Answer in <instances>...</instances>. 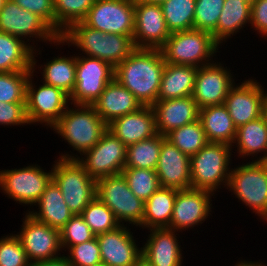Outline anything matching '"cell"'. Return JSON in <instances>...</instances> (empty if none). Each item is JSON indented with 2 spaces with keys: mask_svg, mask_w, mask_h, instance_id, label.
Listing matches in <instances>:
<instances>
[{
  "mask_svg": "<svg viewBox=\"0 0 267 266\" xmlns=\"http://www.w3.org/2000/svg\"><path fill=\"white\" fill-rule=\"evenodd\" d=\"M165 65L161 50L137 48L115 67L114 78L127 88L142 106H152L158 98Z\"/></svg>",
  "mask_w": 267,
  "mask_h": 266,
  "instance_id": "6da1fadb",
  "label": "cell"
},
{
  "mask_svg": "<svg viewBox=\"0 0 267 266\" xmlns=\"http://www.w3.org/2000/svg\"><path fill=\"white\" fill-rule=\"evenodd\" d=\"M71 107H67L51 129L61 136L62 142L64 140L69 147H73V151H77L75 154L64 151L58 158L77 160L101 139L108 130V125L97 114L93 105L71 104Z\"/></svg>",
  "mask_w": 267,
  "mask_h": 266,
  "instance_id": "7a4b0ae2",
  "label": "cell"
},
{
  "mask_svg": "<svg viewBox=\"0 0 267 266\" xmlns=\"http://www.w3.org/2000/svg\"><path fill=\"white\" fill-rule=\"evenodd\" d=\"M60 38L68 47L80 49L81 55L104 60L114 68L137 49L133 37L104 33L83 21L73 23Z\"/></svg>",
  "mask_w": 267,
  "mask_h": 266,
  "instance_id": "3957f363",
  "label": "cell"
},
{
  "mask_svg": "<svg viewBox=\"0 0 267 266\" xmlns=\"http://www.w3.org/2000/svg\"><path fill=\"white\" fill-rule=\"evenodd\" d=\"M232 149L228 144L208 142L195 155H192L190 157L191 188L206 190L214 195L221 188L227 189L233 163L231 155H235L232 154Z\"/></svg>",
  "mask_w": 267,
  "mask_h": 266,
  "instance_id": "277c9868",
  "label": "cell"
},
{
  "mask_svg": "<svg viewBox=\"0 0 267 266\" xmlns=\"http://www.w3.org/2000/svg\"><path fill=\"white\" fill-rule=\"evenodd\" d=\"M219 48L210 32L190 29L171 33L160 50L166 63L199 68L212 63Z\"/></svg>",
  "mask_w": 267,
  "mask_h": 266,
  "instance_id": "5b68a950",
  "label": "cell"
},
{
  "mask_svg": "<svg viewBox=\"0 0 267 266\" xmlns=\"http://www.w3.org/2000/svg\"><path fill=\"white\" fill-rule=\"evenodd\" d=\"M227 190L252 213L267 221V165L264 161L249 160L232 167Z\"/></svg>",
  "mask_w": 267,
  "mask_h": 266,
  "instance_id": "8992f818",
  "label": "cell"
},
{
  "mask_svg": "<svg viewBox=\"0 0 267 266\" xmlns=\"http://www.w3.org/2000/svg\"><path fill=\"white\" fill-rule=\"evenodd\" d=\"M52 180L73 215L81 214L96 197V180L77 160L57 158L52 164Z\"/></svg>",
  "mask_w": 267,
  "mask_h": 266,
  "instance_id": "52a82bcc",
  "label": "cell"
},
{
  "mask_svg": "<svg viewBox=\"0 0 267 266\" xmlns=\"http://www.w3.org/2000/svg\"><path fill=\"white\" fill-rule=\"evenodd\" d=\"M0 31L23 39L33 49L37 47L34 43L39 41L54 46L65 45L60 35L44 19L23 9L13 0H6L0 10Z\"/></svg>",
  "mask_w": 267,
  "mask_h": 266,
  "instance_id": "ba28073f",
  "label": "cell"
},
{
  "mask_svg": "<svg viewBox=\"0 0 267 266\" xmlns=\"http://www.w3.org/2000/svg\"><path fill=\"white\" fill-rule=\"evenodd\" d=\"M96 196L121 225L131 224L138 229L142 224L145 202L132 193L122 173L96 180Z\"/></svg>",
  "mask_w": 267,
  "mask_h": 266,
  "instance_id": "9c48e42d",
  "label": "cell"
},
{
  "mask_svg": "<svg viewBox=\"0 0 267 266\" xmlns=\"http://www.w3.org/2000/svg\"><path fill=\"white\" fill-rule=\"evenodd\" d=\"M46 171L36 163L0 170V190L17 204L33 208L52 181V168Z\"/></svg>",
  "mask_w": 267,
  "mask_h": 266,
  "instance_id": "30bf717a",
  "label": "cell"
},
{
  "mask_svg": "<svg viewBox=\"0 0 267 266\" xmlns=\"http://www.w3.org/2000/svg\"><path fill=\"white\" fill-rule=\"evenodd\" d=\"M33 72L27 83L26 114L30 125L41 124L51 128L70 106L69 96L54 86H36ZM38 87V88H37Z\"/></svg>",
  "mask_w": 267,
  "mask_h": 266,
  "instance_id": "8fae6325",
  "label": "cell"
},
{
  "mask_svg": "<svg viewBox=\"0 0 267 266\" xmlns=\"http://www.w3.org/2000/svg\"><path fill=\"white\" fill-rule=\"evenodd\" d=\"M79 55L76 56V85L69 101L92 105L114 79L115 68L104 60Z\"/></svg>",
  "mask_w": 267,
  "mask_h": 266,
  "instance_id": "7c38bea8",
  "label": "cell"
},
{
  "mask_svg": "<svg viewBox=\"0 0 267 266\" xmlns=\"http://www.w3.org/2000/svg\"><path fill=\"white\" fill-rule=\"evenodd\" d=\"M127 146L109 130L77 161L94 180L120 174L126 164Z\"/></svg>",
  "mask_w": 267,
  "mask_h": 266,
  "instance_id": "4fadbf2b",
  "label": "cell"
},
{
  "mask_svg": "<svg viewBox=\"0 0 267 266\" xmlns=\"http://www.w3.org/2000/svg\"><path fill=\"white\" fill-rule=\"evenodd\" d=\"M25 213L22 228L15 235L19 238L28 261L34 263L63 256L60 231L37 221L27 212Z\"/></svg>",
  "mask_w": 267,
  "mask_h": 266,
  "instance_id": "5bb4252c",
  "label": "cell"
},
{
  "mask_svg": "<svg viewBox=\"0 0 267 266\" xmlns=\"http://www.w3.org/2000/svg\"><path fill=\"white\" fill-rule=\"evenodd\" d=\"M133 0H96L83 22L104 33L133 37Z\"/></svg>",
  "mask_w": 267,
  "mask_h": 266,
  "instance_id": "9a60e30c",
  "label": "cell"
},
{
  "mask_svg": "<svg viewBox=\"0 0 267 266\" xmlns=\"http://www.w3.org/2000/svg\"><path fill=\"white\" fill-rule=\"evenodd\" d=\"M224 65L214 59L198 68L192 97L200 109L224 104L230 89L236 84L233 72Z\"/></svg>",
  "mask_w": 267,
  "mask_h": 266,
  "instance_id": "2e32d148",
  "label": "cell"
},
{
  "mask_svg": "<svg viewBox=\"0 0 267 266\" xmlns=\"http://www.w3.org/2000/svg\"><path fill=\"white\" fill-rule=\"evenodd\" d=\"M212 192L200 189L179 190L174 202L169 229L183 233L204 223L212 213ZM197 225V226H196Z\"/></svg>",
  "mask_w": 267,
  "mask_h": 266,
  "instance_id": "e0dca14e",
  "label": "cell"
},
{
  "mask_svg": "<svg viewBox=\"0 0 267 266\" xmlns=\"http://www.w3.org/2000/svg\"><path fill=\"white\" fill-rule=\"evenodd\" d=\"M235 84L226 96L224 105L236 128L262 116L264 87L256 79Z\"/></svg>",
  "mask_w": 267,
  "mask_h": 266,
  "instance_id": "ac0fdd59",
  "label": "cell"
},
{
  "mask_svg": "<svg viewBox=\"0 0 267 266\" xmlns=\"http://www.w3.org/2000/svg\"><path fill=\"white\" fill-rule=\"evenodd\" d=\"M134 10L133 40L136 48L160 50L170 36L161 5L134 2Z\"/></svg>",
  "mask_w": 267,
  "mask_h": 266,
  "instance_id": "d6986e66",
  "label": "cell"
},
{
  "mask_svg": "<svg viewBox=\"0 0 267 266\" xmlns=\"http://www.w3.org/2000/svg\"><path fill=\"white\" fill-rule=\"evenodd\" d=\"M129 225L96 236L101 262L106 266H134L141 258V247L136 242Z\"/></svg>",
  "mask_w": 267,
  "mask_h": 266,
  "instance_id": "ffe728a7",
  "label": "cell"
},
{
  "mask_svg": "<svg viewBox=\"0 0 267 266\" xmlns=\"http://www.w3.org/2000/svg\"><path fill=\"white\" fill-rule=\"evenodd\" d=\"M156 173L161 187L177 191L191 188L190 157L166 138L162 142Z\"/></svg>",
  "mask_w": 267,
  "mask_h": 266,
  "instance_id": "44dd1931",
  "label": "cell"
},
{
  "mask_svg": "<svg viewBox=\"0 0 267 266\" xmlns=\"http://www.w3.org/2000/svg\"><path fill=\"white\" fill-rule=\"evenodd\" d=\"M148 238L141 246V257L152 266H184L179 234L169 228L148 229ZM176 233V234H175ZM179 241V242H178Z\"/></svg>",
  "mask_w": 267,
  "mask_h": 266,
  "instance_id": "7402d4cb",
  "label": "cell"
},
{
  "mask_svg": "<svg viewBox=\"0 0 267 266\" xmlns=\"http://www.w3.org/2000/svg\"><path fill=\"white\" fill-rule=\"evenodd\" d=\"M108 130L126 146L158 134L152 106H142L135 112L115 118L108 124Z\"/></svg>",
  "mask_w": 267,
  "mask_h": 266,
  "instance_id": "603a6c76",
  "label": "cell"
},
{
  "mask_svg": "<svg viewBox=\"0 0 267 266\" xmlns=\"http://www.w3.org/2000/svg\"><path fill=\"white\" fill-rule=\"evenodd\" d=\"M152 108L156 116L157 132L163 136L199 119L200 108L192 95L156 101Z\"/></svg>",
  "mask_w": 267,
  "mask_h": 266,
  "instance_id": "cb8c5ba5",
  "label": "cell"
},
{
  "mask_svg": "<svg viewBox=\"0 0 267 266\" xmlns=\"http://www.w3.org/2000/svg\"><path fill=\"white\" fill-rule=\"evenodd\" d=\"M92 105L107 125L115 118L135 112L142 107L136 97L115 78L107 84Z\"/></svg>",
  "mask_w": 267,
  "mask_h": 266,
  "instance_id": "d4e9b609",
  "label": "cell"
},
{
  "mask_svg": "<svg viewBox=\"0 0 267 266\" xmlns=\"http://www.w3.org/2000/svg\"><path fill=\"white\" fill-rule=\"evenodd\" d=\"M41 52L40 47L38 50L37 48L33 49L32 72L38 73L36 68H40L38 71L42 70L41 75L43 78L41 82L43 81L47 85L61 89L70 96L76 85V54H73L74 56H69V54L61 56L58 54L57 57L54 56L49 61L46 59L47 62H44V65L40 64L39 67L36 64L38 60L35 57H38Z\"/></svg>",
  "mask_w": 267,
  "mask_h": 266,
  "instance_id": "484cf974",
  "label": "cell"
},
{
  "mask_svg": "<svg viewBox=\"0 0 267 266\" xmlns=\"http://www.w3.org/2000/svg\"><path fill=\"white\" fill-rule=\"evenodd\" d=\"M34 208L26 210L37 221L59 231L69 222L73 214L64 201L60 188L52 180L42 193ZM33 210V211H32Z\"/></svg>",
  "mask_w": 267,
  "mask_h": 266,
  "instance_id": "4316f807",
  "label": "cell"
},
{
  "mask_svg": "<svg viewBox=\"0 0 267 266\" xmlns=\"http://www.w3.org/2000/svg\"><path fill=\"white\" fill-rule=\"evenodd\" d=\"M234 147L232 150L237 152L236 156L243 160H248L250 156L252 161H264L267 158V123L263 115L237 128Z\"/></svg>",
  "mask_w": 267,
  "mask_h": 266,
  "instance_id": "83f0119b",
  "label": "cell"
},
{
  "mask_svg": "<svg viewBox=\"0 0 267 266\" xmlns=\"http://www.w3.org/2000/svg\"><path fill=\"white\" fill-rule=\"evenodd\" d=\"M198 68L166 63L157 101L183 98L193 94Z\"/></svg>",
  "mask_w": 267,
  "mask_h": 266,
  "instance_id": "f1b7e54d",
  "label": "cell"
},
{
  "mask_svg": "<svg viewBox=\"0 0 267 266\" xmlns=\"http://www.w3.org/2000/svg\"><path fill=\"white\" fill-rule=\"evenodd\" d=\"M250 12V0H225L217 28L212 33L214 41L222 47L221 45L226 43L227 39L240 33L246 26H250Z\"/></svg>",
  "mask_w": 267,
  "mask_h": 266,
  "instance_id": "f546056e",
  "label": "cell"
},
{
  "mask_svg": "<svg viewBox=\"0 0 267 266\" xmlns=\"http://www.w3.org/2000/svg\"><path fill=\"white\" fill-rule=\"evenodd\" d=\"M199 120L208 142L233 145L237 128L224 104L201 108Z\"/></svg>",
  "mask_w": 267,
  "mask_h": 266,
  "instance_id": "4dcf8cb0",
  "label": "cell"
},
{
  "mask_svg": "<svg viewBox=\"0 0 267 266\" xmlns=\"http://www.w3.org/2000/svg\"><path fill=\"white\" fill-rule=\"evenodd\" d=\"M177 190L160 187L145 201L142 229L169 228Z\"/></svg>",
  "mask_w": 267,
  "mask_h": 266,
  "instance_id": "1f68e13d",
  "label": "cell"
},
{
  "mask_svg": "<svg viewBox=\"0 0 267 266\" xmlns=\"http://www.w3.org/2000/svg\"><path fill=\"white\" fill-rule=\"evenodd\" d=\"M32 52L23 39L0 31V72L32 70Z\"/></svg>",
  "mask_w": 267,
  "mask_h": 266,
  "instance_id": "d6a6232c",
  "label": "cell"
},
{
  "mask_svg": "<svg viewBox=\"0 0 267 266\" xmlns=\"http://www.w3.org/2000/svg\"><path fill=\"white\" fill-rule=\"evenodd\" d=\"M165 138V136L158 133L151 138L127 146L124 168L156 170L160 149Z\"/></svg>",
  "mask_w": 267,
  "mask_h": 266,
  "instance_id": "836d02e7",
  "label": "cell"
},
{
  "mask_svg": "<svg viewBox=\"0 0 267 266\" xmlns=\"http://www.w3.org/2000/svg\"><path fill=\"white\" fill-rule=\"evenodd\" d=\"M196 0H167L161 4L170 34L193 29Z\"/></svg>",
  "mask_w": 267,
  "mask_h": 266,
  "instance_id": "e575fe53",
  "label": "cell"
},
{
  "mask_svg": "<svg viewBox=\"0 0 267 266\" xmlns=\"http://www.w3.org/2000/svg\"><path fill=\"white\" fill-rule=\"evenodd\" d=\"M165 137L189 157L208 143L199 119L169 132Z\"/></svg>",
  "mask_w": 267,
  "mask_h": 266,
  "instance_id": "d590c367",
  "label": "cell"
},
{
  "mask_svg": "<svg viewBox=\"0 0 267 266\" xmlns=\"http://www.w3.org/2000/svg\"><path fill=\"white\" fill-rule=\"evenodd\" d=\"M96 0H54L56 32L61 36L73 23L83 21Z\"/></svg>",
  "mask_w": 267,
  "mask_h": 266,
  "instance_id": "8d00e7d4",
  "label": "cell"
},
{
  "mask_svg": "<svg viewBox=\"0 0 267 266\" xmlns=\"http://www.w3.org/2000/svg\"><path fill=\"white\" fill-rule=\"evenodd\" d=\"M80 215L96 236L112 231L121 225L113 212L97 196Z\"/></svg>",
  "mask_w": 267,
  "mask_h": 266,
  "instance_id": "74e56055",
  "label": "cell"
},
{
  "mask_svg": "<svg viewBox=\"0 0 267 266\" xmlns=\"http://www.w3.org/2000/svg\"><path fill=\"white\" fill-rule=\"evenodd\" d=\"M32 70L0 72V102L26 103L27 83Z\"/></svg>",
  "mask_w": 267,
  "mask_h": 266,
  "instance_id": "f35d334b",
  "label": "cell"
},
{
  "mask_svg": "<svg viewBox=\"0 0 267 266\" xmlns=\"http://www.w3.org/2000/svg\"><path fill=\"white\" fill-rule=\"evenodd\" d=\"M121 173L132 193L144 202L161 187L156 170L124 168Z\"/></svg>",
  "mask_w": 267,
  "mask_h": 266,
  "instance_id": "ab89813d",
  "label": "cell"
},
{
  "mask_svg": "<svg viewBox=\"0 0 267 266\" xmlns=\"http://www.w3.org/2000/svg\"><path fill=\"white\" fill-rule=\"evenodd\" d=\"M225 0H196L193 29L210 32L217 28Z\"/></svg>",
  "mask_w": 267,
  "mask_h": 266,
  "instance_id": "60d3db41",
  "label": "cell"
},
{
  "mask_svg": "<svg viewBox=\"0 0 267 266\" xmlns=\"http://www.w3.org/2000/svg\"><path fill=\"white\" fill-rule=\"evenodd\" d=\"M95 237L96 235L80 214L73 215L69 222L60 230L61 246L64 252L71 246L90 241Z\"/></svg>",
  "mask_w": 267,
  "mask_h": 266,
  "instance_id": "b9f144b4",
  "label": "cell"
},
{
  "mask_svg": "<svg viewBox=\"0 0 267 266\" xmlns=\"http://www.w3.org/2000/svg\"><path fill=\"white\" fill-rule=\"evenodd\" d=\"M65 257L71 266H97L102 264L97 238L71 246Z\"/></svg>",
  "mask_w": 267,
  "mask_h": 266,
  "instance_id": "7bdbcfd3",
  "label": "cell"
},
{
  "mask_svg": "<svg viewBox=\"0 0 267 266\" xmlns=\"http://www.w3.org/2000/svg\"><path fill=\"white\" fill-rule=\"evenodd\" d=\"M25 250L15 233L0 238V266H30Z\"/></svg>",
  "mask_w": 267,
  "mask_h": 266,
  "instance_id": "ee69618b",
  "label": "cell"
},
{
  "mask_svg": "<svg viewBox=\"0 0 267 266\" xmlns=\"http://www.w3.org/2000/svg\"><path fill=\"white\" fill-rule=\"evenodd\" d=\"M0 125L4 127L30 125L26 114V103L0 102Z\"/></svg>",
  "mask_w": 267,
  "mask_h": 266,
  "instance_id": "f6af8a7d",
  "label": "cell"
},
{
  "mask_svg": "<svg viewBox=\"0 0 267 266\" xmlns=\"http://www.w3.org/2000/svg\"><path fill=\"white\" fill-rule=\"evenodd\" d=\"M25 10L39 15L56 31L54 0H13Z\"/></svg>",
  "mask_w": 267,
  "mask_h": 266,
  "instance_id": "bcb514c9",
  "label": "cell"
},
{
  "mask_svg": "<svg viewBox=\"0 0 267 266\" xmlns=\"http://www.w3.org/2000/svg\"><path fill=\"white\" fill-rule=\"evenodd\" d=\"M250 29L266 39L267 37V0L251 1ZM263 35V36H262Z\"/></svg>",
  "mask_w": 267,
  "mask_h": 266,
  "instance_id": "7dc6e473",
  "label": "cell"
},
{
  "mask_svg": "<svg viewBox=\"0 0 267 266\" xmlns=\"http://www.w3.org/2000/svg\"><path fill=\"white\" fill-rule=\"evenodd\" d=\"M30 266H71L65 257V255L53 259V260H45V261H36L31 263Z\"/></svg>",
  "mask_w": 267,
  "mask_h": 266,
  "instance_id": "c3c4849f",
  "label": "cell"
},
{
  "mask_svg": "<svg viewBox=\"0 0 267 266\" xmlns=\"http://www.w3.org/2000/svg\"><path fill=\"white\" fill-rule=\"evenodd\" d=\"M260 261V262H259ZM259 261H248V260H241L238 261L235 265L233 266H266L267 264H265L264 262H262L261 260Z\"/></svg>",
  "mask_w": 267,
  "mask_h": 266,
  "instance_id": "681fc988",
  "label": "cell"
},
{
  "mask_svg": "<svg viewBox=\"0 0 267 266\" xmlns=\"http://www.w3.org/2000/svg\"><path fill=\"white\" fill-rule=\"evenodd\" d=\"M262 115L264 116L266 123H267V91L264 89V100H263V112Z\"/></svg>",
  "mask_w": 267,
  "mask_h": 266,
  "instance_id": "f907efd6",
  "label": "cell"
},
{
  "mask_svg": "<svg viewBox=\"0 0 267 266\" xmlns=\"http://www.w3.org/2000/svg\"><path fill=\"white\" fill-rule=\"evenodd\" d=\"M134 2H142V3H147V4H156V5H161L167 0H133Z\"/></svg>",
  "mask_w": 267,
  "mask_h": 266,
  "instance_id": "816d5d0a",
  "label": "cell"
},
{
  "mask_svg": "<svg viewBox=\"0 0 267 266\" xmlns=\"http://www.w3.org/2000/svg\"><path fill=\"white\" fill-rule=\"evenodd\" d=\"M134 266H152L143 257H141Z\"/></svg>",
  "mask_w": 267,
  "mask_h": 266,
  "instance_id": "f5cc1de1",
  "label": "cell"
},
{
  "mask_svg": "<svg viewBox=\"0 0 267 266\" xmlns=\"http://www.w3.org/2000/svg\"><path fill=\"white\" fill-rule=\"evenodd\" d=\"M5 1H6V0H0V10H1V8L3 7V5L5 4Z\"/></svg>",
  "mask_w": 267,
  "mask_h": 266,
  "instance_id": "db71d44e",
  "label": "cell"
}]
</instances>
